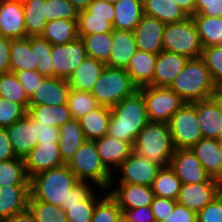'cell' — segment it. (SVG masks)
<instances>
[{"label":"cell","instance_id":"7dc6e473","mask_svg":"<svg viewBox=\"0 0 222 222\" xmlns=\"http://www.w3.org/2000/svg\"><path fill=\"white\" fill-rule=\"evenodd\" d=\"M201 58L214 84L219 88L222 85V47L218 45L203 47Z\"/></svg>","mask_w":222,"mask_h":222},{"label":"cell","instance_id":"f907efd6","mask_svg":"<svg viewBox=\"0 0 222 222\" xmlns=\"http://www.w3.org/2000/svg\"><path fill=\"white\" fill-rule=\"evenodd\" d=\"M177 200L154 196L150 205L155 222H162L173 212Z\"/></svg>","mask_w":222,"mask_h":222},{"label":"cell","instance_id":"f35d334b","mask_svg":"<svg viewBox=\"0 0 222 222\" xmlns=\"http://www.w3.org/2000/svg\"><path fill=\"white\" fill-rule=\"evenodd\" d=\"M114 16H100L89 13L86 9L78 12V37L89 34L112 32Z\"/></svg>","mask_w":222,"mask_h":222},{"label":"cell","instance_id":"6da1fadb","mask_svg":"<svg viewBox=\"0 0 222 222\" xmlns=\"http://www.w3.org/2000/svg\"><path fill=\"white\" fill-rule=\"evenodd\" d=\"M148 122L145 98L137 90L111 107L107 134L134 145L136 137Z\"/></svg>","mask_w":222,"mask_h":222},{"label":"cell","instance_id":"1f68e13d","mask_svg":"<svg viewBox=\"0 0 222 222\" xmlns=\"http://www.w3.org/2000/svg\"><path fill=\"white\" fill-rule=\"evenodd\" d=\"M143 14L164 24L181 22L189 17L174 0H143Z\"/></svg>","mask_w":222,"mask_h":222},{"label":"cell","instance_id":"44dd1931","mask_svg":"<svg viewBox=\"0 0 222 222\" xmlns=\"http://www.w3.org/2000/svg\"><path fill=\"white\" fill-rule=\"evenodd\" d=\"M95 145L102 162L110 171L112 166L118 168L133 153V145L130 142L108 134L95 140Z\"/></svg>","mask_w":222,"mask_h":222},{"label":"cell","instance_id":"2644e50d","mask_svg":"<svg viewBox=\"0 0 222 222\" xmlns=\"http://www.w3.org/2000/svg\"><path fill=\"white\" fill-rule=\"evenodd\" d=\"M100 1H105V2H108V3H111V4H115V3H117L119 0H100Z\"/></svg>","mask_w":222,"mask_h":222},{"label":"cell","instance_id":"e575fe53","mask_svg":"<svg viewBox=\"0 0 222 222\" xmlns=\"http://www.w3.org/2000/svg\"><path fill=\"white\" fill-rule=\"evenodd\" d=\"M22 8L27 37L40 36L47 23L46 0H28L22 3Z\"/></svg>","mask_w":222,"mask_h":222},{"label":"cell","instance_id":"b9fcfbb0","mask_svg":"<svg viewBox=\"0 0 222 222\" xmlns=\"http://www.w3.org/2000/svg\"><path fill=\"white\" fill-rule=\"evenodd\" d=\"M5 1H9V0H0V3H3V2H5Z\"/></svg>","mask_w":222,"mask_h":222},{"label":"cell","instance_id":"30bf717a","mask_svg":"<svg viewBox=\"0 0 222 222\" xmlns=\"http://www.w3.org/2000/svg\"><path fill=\"white\" fill-rule=\"evenodd\" d=\"M86 57L87 52L81 37H77L68 44L52 45L54 77L68 79Z\"/></svg>","mask_w":222,"mask_h":222},{"label":"cell","instance_id":"f546056e","mask_svg":"<svg viewBox=\"0 0 222 222\" xmlns=\"http://www.w3.org/2000/svg\"><path fill=\"white\" fill-rule=\"evenodd\" d=\"M59 130V150L63 162L67 164L86 139L79 119L71 118L69 121H66Z\"/></svg>","mask_w":222,"mask_h":222},{"label":"cell","instance_id":"f5cc1de1","mask_svg":"<svg viewBox=\"0 0 222 222\" xmlns=\"http://www.w3.org/2000/svg\"><path fill=\"white\" fill-rule=\"evenodd\" d=\"M197 222H222V202L215 197L196 214Z\"/></svg>","mask_w":222,"mask_h":222},{"label":"cell","instance_id":"8992f818","mask_svg":"<svg viewBox=\"0 0 222 222\" xmlns=\"http://www.w3.org/2000/svg\"><path fill=\"white\" fill-rule=\"evenodd\" d=\"M137 90L139 87L125 69L105 66L90 93L99 105L113 107Z\"/></svg>","mask_w":222,"mask_h":222},{"label":"cell","instance_id":"e0dca14e","mask_svg":"<svg viewBox=\"0 0 222 222\" xmlns=\"http://www.w3.org/2000/svg\"><path fill=\"white\" fill-rule=\"evenodd\" d=\"M70 91L67 79L44 77L41 84L29 98V105H62L67 104Z\"/></svg>","mask_w":222,"mask_h":222},{"label":"cell","instance_id":"7c38bea8","mask_svg":"<svg viewBox=\"0 0 222 222\" xmlns=\"http://www.w3.org/2000/svg\"><path fill=\"white\" fill-rule=\"evenodd\" d=\"M169 165L182 184L207 182L211 178L190 149L175 150Z\"/></svg>","mask_w":222,"mask_h":222},{"label":"cell","instance_id":"7bdbcfd3","mask_svg":"<svg viewBox=\"0 0 222 222\" xmlns=\"http://www.w3.org/2000/svg\"><path fill=\"white\" fill-rule=\"evenodd\" d=\"M71 117L79 119L99 106L96 98L87 91L71 89L67 99Z\"/></svg>","mask_w":222,"mask_h":222},{"label":"cell","instance_id":"003e7915","mask_svg":"<svg viewBox=\"0 0 222 222\" xmlns=\"http://www.w3.org/2000/svg\"><path fill=\"white\" fill-rule=\"evenodd\" d=\"M216 197L222 202V175L215 178Z\"/></svg>","mask_w":222,"mask_h":222},{"label":"cell","instance_id":"484cf974","mask_svg":"<svg viewBox=\"0 0 222 222\" xmlns=\"http://www.w3.org/2000/svg\"><path fill=\"white\" fill-rule=\"evenodd\" d=\"M190 150L199 159L211 178L215 179L222 175V158L218 139L202 138Z\"/></svg>","mask_w":222,"mask_h":222},{"label":"cell","instance_id":"cb8c5ba5","mask_svg":"<svg viewBox=\"0 0 222 222\" xmlns=\"http://www.w3.org/2000/svg\"><path fill=\"white\" fill-rule=\"evenodd\" d=\"M105 64L92 57H86L67 79L71 89L91 92L101 76Z\"/></svg>","mask_w":222,"mask_h":222},{"label":"cell","instance_id":"d4e9b609","mask_svg":"<svg viewBox=\"0 0 222 222\" xmlns=\"http://www.w3.org/2000/svg\"><path fill=\"white\" fill-rule=\"evenodd\" d=\"M30 186H0V218H10L28 209Z\"/></svg>","mask_w":222,"mask_h":222},{"label":"cell","instance_id":"ac0fdd59","mask_svg":"<svg viewBox=\"0 0 222 222\" xmlns=\"http://www.w3.org/2000/svg\"><path fill=\"white\" fill-rule=\"evenodd\" d=\"M216 197L215 180L207 182L182 184L177 203L187 207L196 214Z\"/></svg>","mask_w":222,"mask_h":222},{"label":"cell","instance_id":"f1b7e54d","mask_svg":"<svg viewBox=\"0 0 222 222\" xmlns=\"http://www.w3.org/2000/svg\"><path fill=\"white\" fill-rule=\"evenodd\" d=\"M156 58L157 54L148 53L138 49L131 57L125 70L139 88L148 86L152 82Z\"/></svg>","mask_w":222,"mask_h":222},{"label":"cell","instance_id":"816d5d0a","mask_svg":"<svg viewBox=\"0 0 222 222\" xmlns=\"http://www.w3.org/2000/svg\"><path fill=\"white\" fill-rule=\"evenodd\" d=\"M18 80L22 83L24 91L28 98L33 95L36 88L41 84L44 76L41 75L37 70H24L14 72Z\"/></svg>","mask_w":222,"mask_h":222},{"label":"cell","instance_id":"5b68a950","mask_svg":"<svg viewBox=\"0 0 222 222\" xmlns=\"http://www.w3.org/2000/svg\"><path fill=\"white\" fill-rule=\"evenodd\" d=\"M67 166L75 174L79 181L91 180L94 185L106 190L112 185V173L102 162L95 141L85 140L78 148Z\"/></svg>","mask_w":222,"mask_h":222},{"label":"cell","instance_id":"4dcf8cb0","mask_svg":"<svg viewBox=\"0 0 222 222\" xmlns=\"http://www.w3.org/2000/svg\"><path fill=\"white\" fill-rule=\"evenodd\" d=\"M111 107L99 105L97 108L79 118L80 126L86 140L95 141L108 132Z\"/></svg>","mask_w":222,"mask_h":222},{"label":"cell","instance_id":"8c879c8a","mask_svg":"<svg viewBox=\"0 0 222 222\" xmlns=\"http://www.w3.org/2000/svg\"><path fill=\"white\" fill-rule=\"evenodd\" d=\"M13 1L20 2V3H24V2H26V1H28V0H13Z\"/></svg>","mask_w":222,"mask_h":222},{"label":"cell","instance_id":"6f0895ef","mask_svg":"<svg viewBox=\"0 0 222 222\" xmlns=\"http://www.w3.org/2000/svg\"><path fill=\"white\" fill-rule=\"evenodd\" d=\"M60 130L58 127L37 122L38 144L59 143Z\"/></svg>","mask_w":222,"mask_h":222},{"label":"cell","instance_id":"5bb4252c","mask_svg":"<svg viewBox=\"0 0 222 222\" xmlns=\"http://www.w3.org/2000/svg\"><path fill=\"white\" fill-rule=\"evenodd\" d=\"M23 159L29 178L65 164L60 154L59 143L37 144Z\"/></svg>","mask_w":222,"mask_h":222},{"label":"cell","instance_id":"ba28073f","mask_svg":"<svg viewBox=\"0 0 222 222\" xmlns=\"http://www.w3.org/2000/svg\"><path fill=\"white\" fill-rule=\"evenodd\" d=\"M168 126L175 150L190 149L203 138L197 118L196 102L184 103L171 116Z\"/></svg>","mask_w":222,"mask_h":222},{"label":"cell","instance_id":"e7e4bbea","mask_svg":"<svg viewBox=\"0 0 222 222\" xmlns=\"http://www.w3.org/2000/svg\"><path fill=\"white\" fill-rule=\"evenodd\" d=\"M7 222H36L33 214L26 209L23 212L17 213L10 218H7Z\"/></svg>","mask_w":222,"mask_h":222},{"label":"cell","instance_id":"db71d44e","mask_svg":"<svg viewBox=\"0 0 222 222\" xmlns=\"http://www.w3.org/2000/svg\"><path fill=\"white\" fill-rule=\"evenodd\" d=\"M121 215L131 222H155L150 206L135 209L121 208Z\"/></svg>","mask_w":222,"mask_h":222},{"label":"cell","instance_id":"60d3db41","mask_svg":"<svg viewBox=\"0 0 222 222\" xmlns=\"http://www.w3.org/2000/svg\"><path fill=\"white\" fill-rule=\"evenodd\" d=\"M0 97L21 104L28 110L29 98L14 72L0 75Z\"/></svg>","mask_w":222,"mask_h":222},{"label":"cell","instance_id":"ffe728a7","mask_svg":"<svg viewBox=\"0 0 222 222\" xmlns=\"http://www.w3.org/2000/svg\"><path fill=\"white\" fill-rule=\"evenodd\" d=\"M0 35L10 39L27 37L22 3L13 0L0 3Z\"/></svg>","mask_w":222,"mask_h":222},{"label":"cell","instance_id":"2a66077c","mask_svg":"<svg viewBox=\"0 0 222 222\" xmlns=\"http://www.w3.org/2000/svg\"><path fill=\"white\" fill-rule=\"evenodd\" d=\"M220 103H221V106H222V95L220 94Z\"/></svg>","mask_w":222,"mask_h":222},{"label":"cell","instance_id":"d6a6232c","mask_svg":"<svg viewBox=\"0 0 222 222\" xmlns=\"http://www.w3.org/2000/svg\"><path fill=\"white\" fill-rule=\"evenodd\" d=\"M40 36L51 45L68 44L78 37L77 20L57 19L47 22Z\"/></svg>","mask_w":222,"mask_h":222},{"label":"cell","instance_id":"277c9868","mask_svg":"<svg viewBox=\"0 0 222 222\" xmlns=\"http://www.w3.org/2000/svg\"><path fill=\"white\" fill-rule=\"evenodd\" d=\"M133 152L162 167L169 166L175 148L168 123L149 121L136 137Z\"/></svg>","mask_w":222,"mask_h":222},{"label":"cell","instance_id":"a7ac6f4b","mask_svg":"<svg viewBox=\"0 0 222 222\" xmlns=\"http://www.w3.org/2000/svg\"><path fill=\"white\" fill-rule=\"evenodd\" d=\"M117 222H131L130 220L126 219L124 216H120Z\"/></svg>","mask_w":222,"mask_h":222},{"label":"cell","instance_id":"94428289","mask_svg":"<svg viewBox=\"0 0 222 222\" xmlns=\"http://www.w3.org/2000/svg\"><path fill=\"white\" fill-rule=\"evenodd\" d=\"M18 158L12 148L8 131L0 127V161Z\"/></svg>","mask_w":222,"mask_h":222},{"label":"cell","instance_id":"ab89813d","mask_svg":"<svg viewBox=\"0 0 222 222\" xmlns=\"http://www.w3.org/2000/svg\"><path fill=\"white\" fill-rule=\"evenodd\" d=\"M82 39L87 56L106 65L112 48V32L84 35Z\"/></svg>","mask_w":222,"mask_h":222},{"label":"cell","instance_id":"836d02e7","mask_svg":"<svg viewBox=\"0 0 222 222\" xmlns=\"http://www.w3.org/2000/svg\"><path fill=\"white\" fill-rule=\"evenodd\" d=\"M27 114L36 122L60 128L72 117L67 104L62 105H28Z\"/></svg>","mask_w":222,"mask_h":222},{"label":"cell","instance_id":"74e56055","mask_svg":"<svg viewBox=\"0 0 222 222\" xmlns=\"http://www.w3.org/2000/svg\"><path fill=\"white\" fill-rule=\"evenodd\" d=\"M181 185L180 179L169 165L159 170L151 188L154 196L177 200Z\"/></svg>","mask_w":222,"mask_h":222},{"label":"cell","instance_id":"f6af8a7d","mask_svg":"<svg viewBox=\"0 0 222 222\" xmlns=\"http://www.w3.org/2000/svg\"><path fill=\"white\" fill-rule=\"evenodd\" d=\"M98 199L92 193L86 200L80 202V204L61 205V208L66 212L68 222H91Z\"/></svg>","mask_w":222,"mask_h":222},{"label":"cell","instance_id":"681fc988","mask_svg":"<svg viewBox=\"0 0 222 222\" xmlns=\"http://www.w3.org/2000/svg\"><path fill=\"white\" fill-rule=\"evenodd\" d=\"M27 110L21 105L0 97V127L7 128L22 119Z\"/></svg>","mask_w":222,"mask_h":222},{"label":"cell","instance_id":"ee69618b","mask_svg":"<svg viewBox=\"0 0 222 222\" xmlns=\"http://www.w3.org/2000/svg\"><path fill=\"white\" fill-rule=\"evenodd\" d=\"M105 195L96 202L91 222H117L121 216V208L117 201L110 193Z\"/></svg>","mask_w":222,"mask_h":222},{"label":"cell","instance_id":"7a4b0ae2","mask_svg":"<svg viewBox=\"0 0 222 222\" xmlns=\"http://www.w3.org/2000/svg\"><path fill=\"white\" fill-rule=\"evenodd\" d=\"M169 88L185 103L208 99L218 93V88L201 57L189 59Z\"/></svg>","mask_w":222,"mask_h":222},{"label":"cell","instance_id":"7402d4cb","mask_svg":"<svg viewBox=\"0 0 222 222\" xmlns=\"http://www.w3.org/2000/svg\"><path fill=\"white\" fill-rule=\"evenodd\" d=\"M110 195L117 201L120 208L135 209L150 206L154 193L151 186L119 183Z\"/></svg>","mask_w":222,"mask_h":222},{"label":"cell","instance_id":"11e5206c","mask_svg":"<svg viewBox=\"0 0 222 222\" xmlns=\"http://www.w3.org/2000/svg\"><path fill=\"white\" fill-rule=\"evenodd\" d=\"M218 46L222 47V39L219 41Z\"/></svg>","mask_w":222,"mask_h":222},{"label":"cell","instance_id":"8d00e7d4","mask_svg":"<svg viewBox=\"0 0 222 222\" xmlns=\"http://www.w3.org/2000/svg\"><path fill=\"white\" fill-rule=\"evenodd\" d=\"M0 186H30L23 158L0 161Z\"/></svg>","mask_w":222,"mask_h":222},{"label":"cell","instance_id":"89a4df30","mask_svg":"<svg viewBox=\"0 0 222 222\" xmlns=\"http://www.w3.org/2000/svg\"><path fill=\"white\" fill-rule=\"evenodd\" d=\"M219 152H220V157L222 158V139L219 140Z\"/></svg>","mask_w":222,"mask_h":222},{"label":"cell","instance_id":"91938a15","mask_svg":"<svg viewBox=\"0 0 222 222\" xmlns=\"http://www.w3.org/2000/svg\"><path fill=\"white\" fill-rule=\"evenodd\" d=\"M12 39L0 36V75L10 72V50Z\"/></svg>","mask_w":222,"mask_h":222},{"label":"cell","instance_id":"c3c4849f","mask_svg":"<svg viewBox=\"0 0 222 222\" xmlns=\"http://www.w3.org/2000/svg\"><path fill=\"white\" fill-rule=\"evenodd\" d=\"M78 12L69 0H46L47 22L57 19L78 20Z\"/></svg>","mask_w":222,"mask_h":222},{"label":"cell","instance_id":"52a82bcc","mask_svg":"<svg viewBox=\"0 0 222 222\" xmlns=\"http://www.w3.org/2000/svg\"><path fill=\"white\" fill-rule=\"evenodd\" d=\"M162 45L163 51L174 52L188 59L201 57L203 50L192 17L181 22L166 24Z\"/></svg>","mask_w":222,"mask_h":222},{"label":"cell","instance_id":"9a60e30c","mask_svg":"<svg viewBox=\"0 0 222 222\" xmlns=\"http://www.w3.org/2000/svg\"><path fill=\"white\" fill-rule=\"evenodd\" d=\"M166 24L157 18L143 15L133 31L137 49L152 54L163 50L162 40Z\"/></svg>","mask_w":222,"mask_h":222},{"label":"cell","instance_id":"9f6ffc18","mask_svg":"<svg viewBox=\"0 0 222 222\" xmlns=\"http://www.w3.org/2000/svg\"><path fill=\"white\" fill-rule=\"evenodd\" d=\"M222 16V0H196V14Z\"/></svg>","mask_w":222,"mask_h":222},{"label":"cell","instance_id":"4fadbf2b","mask_svg":"<svg viewBox=\"0 0 222 222\" xmlns=\"http://www.w3.org/2000/svg\"><path fill=\"white\" fill-rule=\"evenodd\" d=\"M196 110L203 138L222 139L220 93L211 98L196 101Z\"/></svg>","mask_w":222,"mask_h":222},{"label":"cell","instance_id":"8fae6325","mask_svg":"<svg viewBox=\"0 0 222 222\" xmlns=\"http://www.w3.org/2000/svg\"><path fill=\"white\" fill-rule=\"evenodd\" d=\"M161 165L133 152L117 170L122 173L119 183L151 186Z\"/></svg>","mask_w":222,"mask_h":222},{"label":"cell","instance_id":"d590c367","mask_svg":"<svg viewBox=\"0 0 222 222\" xmlns=\"http://www.w3.org/2000/svg\"><path fill=\"white\" fill-rule=\"evenodd\" d=\"M202 47L218 45L222 39V16L193 15Z\"/></svg>","mask_w":222,"mask_h":222},{"label":"cell","instance_id":"9c48e42d","mask_svg":"<svg viewBox=\"0 0 222 222\" xmlns=\"http://www.w3.org/2000/svg\"><path fill=\"white\" fill-rule=\"evenodd\" d=\"M142 92L147 117L150 122L168 123L171 116L185 103L181 97L169 87L143 86Z\"/></svg>","mask_w":222,"mask_h":222},{"label":"cell","instance_id":"11a10c76","mask_svg":"<svg viewBox=\"0 0 222 222\" xmlns=\"http://www.w3.org/2000/svg\"><path fill=\"white\" fill-rule=\"evenodd\" d=\"M90 187L87 182L80 181L69 191L66 204L62 205L80 204V202L86 200L93 193L94 190Z\"/></svg>","mask_w":222,"mask_h":222},{"label":"cell","instance_id":"d6986e66","mask_svg":"<svg viewBox=\"0 0 222 222\" xmlns=\"http://www.w3.org/2000/svg\"><path fill=\"white\" fill-rule=\"evenodd\" d=\"M189 59L180 54L161 51L157 54L153 80L149 84L156 87H169L177 75L184 69Z\"/></svg>","mask_w":222,"mask_h":222},{"label":"cell","instance_id":"2e32d148","mask_svg":"<svg viewBox=\"0 0 222 222\" xmlns=\"http://www.w3.org/2000/svg\"><path fill=\"white\" fill-rule=\"evenodd\" d=\"M17 157L24 158L37 144V122L28 114L6 128Z\"/></svg>","mask_w":222,"mask_h":222},{"label":"cell","instance_id":"680465c9","mask_svg":"<svg viewBox=\"0 0 222 222\" xmlns=\"http://www.w3.org/2000/svg\"><path fill=\"white\" fill-rule=\"evenodd\" d=\"M162 222H197L196 213L177 203L173 212Z\"/></svg>","mask_w":222,"mask_h":222},{"label":"cell","instance_id":"83f0119b","mask_svg":"<svg viewBox=\"0 0 222 222\" xmlns=\"http://www.w3.org/2000/svg\"><path fill=\"white\" fill-rule=\"evenodd\" d=\"M113 6L115 10L113 29L134 31L144 15L143 0H119Z\"/></svg>","mask_w":222,"mask_h":222},{"label":"cell","instance_id":"34e18365","mask_svg":"<svg viewBox=\"0 0 222 222\" xmlns=\"http://www.w3.org/2000/svg\"><path fill=\"white\" fill-rule=\"evenodd\" d=\"M0 222H7V219L0 218Z\"/></svg>","mask_w":222,"mask_h":222},{"label":"cell","instance_id":"603a6c76","mask_svg":"<svg viewBox=\"0 0 222 222\" xmlns=\"http://www.w3.org/2000/svg\"><path fill=\"white\" fill-rule=\"evenodd\" d=\"M137 51L133 31H112V48L106 66L126 69L131 57Z\"/></svg>","mask_w":222,"mask_h":222},{"label":"cell","instance_id":"03108f58","mask_svg":"<svg viewBox=\"0 0 222 222\" xmlns=\"http://www.w3.org/2000/svg\"><path fill=\"white\" fill-rule=\"evenodd\" d=\"M73 6L78 10H84L92 2V0H69Z\"/></svg>","mask_w":222,"mask_h":222},{"label":"cell","instance_id":"4316f807","mask_svg":"<svg viewBox=\"0 0 222 222\" xmlns=\"http://www.w3.org/2000/svg\"><path fill=\"white\" fill-rule=\"evenodd\" d=\"M37 70L35 65V36L12 39L10 72Z\"/></svg>","mask_w":222,"mask_h":222},{"label":"cell","instance_id":"b9f144b4","mask_svg":"<svg viewBox=\"0 0 222 222\" xmlns=\"http://www.w3.org/2000/svg\"><path fill=\"white\" fill-rule=\"evenodd\" d=\"M28 209L36 222H68L66 212L60 206L35 200L31 195Z\"/></svg>","mask_w":222,"mask_h":222},{"label":"cell","instance_id":"be15d7a7","mask_svg":"<svg viewBox=\"0 0 222 222\" xmlns=\"http://www.w3.org/2000/svg\"><path fill=\"white\" fill-rule=\"evenodd\" d=\"M177 5H179L183 11L192 17L196 14V0H174Z\"/></svg>","mask_w":222,"mask_h":222},{"label":"cell","instance_id":"753ad0ef","mask_svg":"<svg viewBox=\"0 0 222 222\" xmlns=\"http://www.w3.org/2000/svg\"><path fill=\"white\" fill-rule=\"evenodd\" d=\"M218 92L222 95V85L218 88Z\"/></svg>","mask_w":222,"mask_h":222},{"label":"cell","instance_id":"3957f363","mask_svg":"<svg viewBox=\"0 0 222 222\" xmlns=\"http://www.w3.org/2000/svg\"><path fill=\"white\" fill-rule=\"evenodd\" d=\"M79 182L67 164H64L32 176L30 194L35 200L61 207L66 204L69 191Z\"/></svg>","mask_w":222,"mask_h":222},{"label":"cell","instance_id":"bcb514c9","mask_svg":"<svg viewBox=\"0 0 222 222\" xmlns=\"http://www.w3.org/2000/svg\"><path fill=\"white\" fill-rule=\"evenodd\" d=\"M51 51L52 45L47 40L35 36V65L37 71L44 77H54Z\"/></svg>","mask_w":222,"mask_h":222},{"label":"cell","instance_id":"6125c7cd","mask_svg":"<svg viewBox=\"0 0 222 222\" xmlns=\"http://www.w3.org/2000/svg\"><path fill=\"white\" fill-rule=\"evenodd\" d=\"M86 10L89 13H93L94 15L115 16V10L113 4L105 1L92 0V2L88 5Z\"/></svg>","mask_w":222,"mask_h":222}]
</instances>
